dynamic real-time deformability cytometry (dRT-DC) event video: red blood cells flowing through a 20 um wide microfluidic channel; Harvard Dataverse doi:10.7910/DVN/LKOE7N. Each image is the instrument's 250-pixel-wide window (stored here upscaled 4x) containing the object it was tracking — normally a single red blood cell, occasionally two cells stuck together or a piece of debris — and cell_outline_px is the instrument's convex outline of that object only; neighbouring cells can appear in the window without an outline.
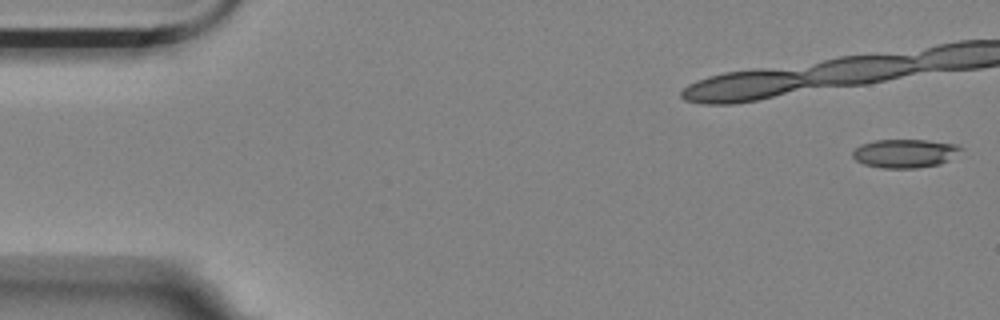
{"species": "Egyptian fruit bat (a non-hibernating species)", "species_latin": "Rousettus aegyptiacus", "temperature_condition": "room temperature", "stored_images_in_passage": 17, "camera_frame_rate_fps": 3000, "um_per_image_px": 0.085, "animal": {"sex": "female"}, "frame": {"image": 1, "passage_image": 1, "time_ms": 0.0, "image_size_px": [1000, 320], "cell_outline_px": [[964, 148], [948, 160], [940, 164], [916, 168], [880, 168], [864, 164], [856, 160], [852, 156], [852, 152], [860, 144], [876, 140], [928, 140], [956, 144]], "centroid_in_image_um": [76.9, 13.03], "position_along_channel_um": 8.1, "area_um2": 18.03}}
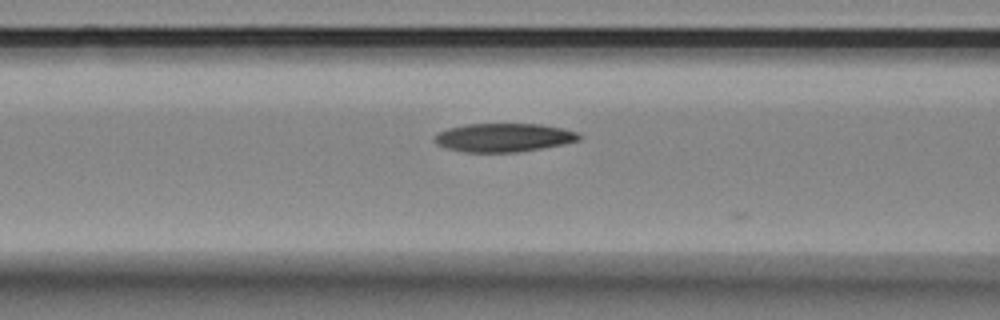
{"frame": {"image": 2, "passage_image": 16, "time_ms": 5.0, "image_size_px": [1000, 320], "cell_outline_px": [[584, 136], [580, 140], [564, 144], [516, 152], [464, 152], [448, 148], [436, 144], [432, 140], [432, 136], [448, 128], [464, 124], [540, 124], [564, 128], [580, 132]], "centroid_in_image_um": [42.84, 11.68], "position_along_channel_um": 123.8, "area_um2": 24.28}}